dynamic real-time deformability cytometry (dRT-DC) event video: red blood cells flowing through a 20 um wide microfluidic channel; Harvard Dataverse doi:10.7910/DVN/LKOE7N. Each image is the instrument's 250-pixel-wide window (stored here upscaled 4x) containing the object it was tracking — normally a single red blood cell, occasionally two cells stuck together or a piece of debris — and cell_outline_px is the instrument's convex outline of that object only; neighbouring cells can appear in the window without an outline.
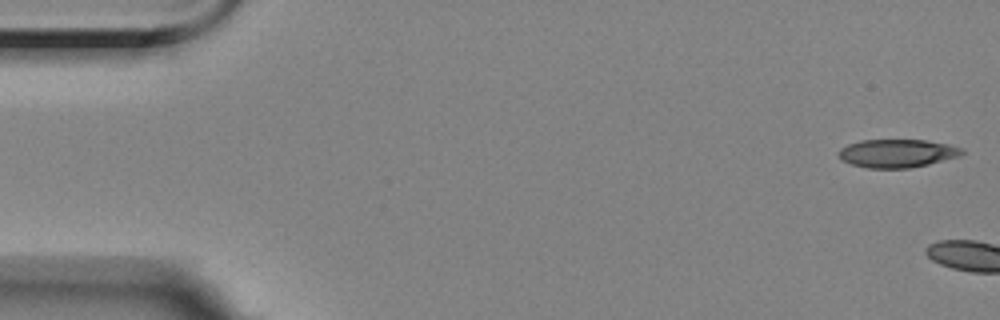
{"species": "Egyptian fruit bat (a non-hibernating species)", "species_latin": "Rousettus aegyptiacus", "temperature_condition": "room temperature", "stored_images_in_passage": 4, "camera_frame_rate_fps": 3000, "um_per_image_px": 0.085, "animal": {"sex": "female"}, "frame": {"image": 1, "passage_image": 1, "time_ms": 0.0, "image_size_px": [1000, 320], "cell_outline_px": [[964, 152], [960, 156], [928, 164], [908, 168], [868, 168], [852, 164], [840, 160], [836, 152], [840, 148], [848, 144], [860, 140], [928, 140], [948, 144], [960, 148]], "centroid_in_image_um": [76.21, 13.03], "position_along_channel_um": 8.8, "area_um2": 20.35}}